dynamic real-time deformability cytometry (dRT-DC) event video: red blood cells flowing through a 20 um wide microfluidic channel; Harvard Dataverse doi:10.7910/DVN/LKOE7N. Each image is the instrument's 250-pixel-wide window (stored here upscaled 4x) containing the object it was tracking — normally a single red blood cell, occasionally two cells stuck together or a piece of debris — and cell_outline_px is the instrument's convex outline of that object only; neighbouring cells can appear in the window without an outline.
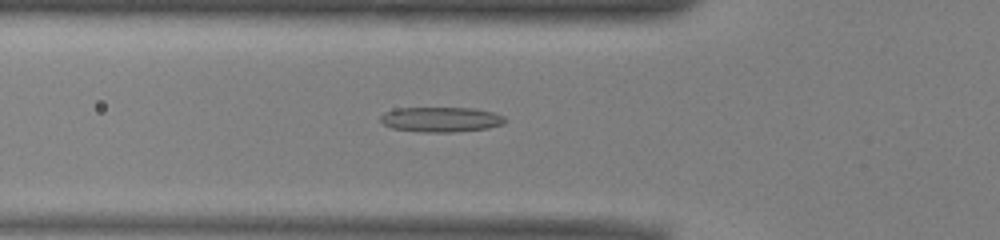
{"species": "common noctule bat (a hibernating species)", "species_latin": "Nyctalus noctula", "temperature_condition": "warm", "stored_images_in_passage": 49, "camera_frame_rate_fps": 3000, "um_per_image_px": 0.085, "animal": {"sex": "male", "body_mass_g": 13.0, "forearm_length_mm": 53.1}, "frame": {"image": 1, "passage_image": 17, "time_ms": 5.333, "image_size_px": [1000, 240], "cell_outline_px": [[508, 120], [504, 124], [488, 128], [452, 132], [420, 132], [392, 128], [384, 124], [380, 120], [380, 116], [384, 112], [396, 108], [472, 108], [492, 112], [504, 116]], "centroid_in_image_um": [37.49, 10.15], "position_along_channel_um": 88.3, "area_um2": 18.21}}
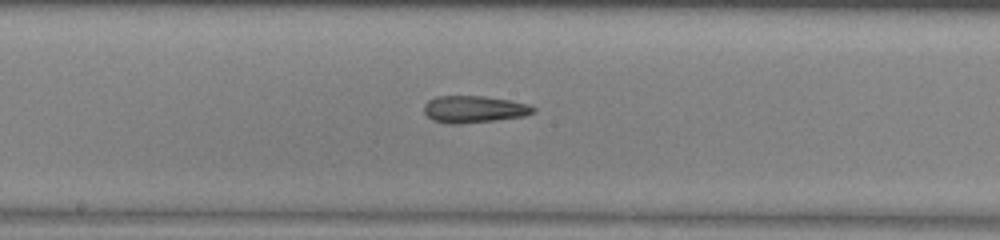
{"frame": {"image": 2, "passage_image": 26, "time_ms": 8.333, "image_size_px": [1000, 240], "cell_outline_px": [[536, 112], [524, 116], [496, 120], [456, 124], [448, 124], [432, 120], [424, 112], [424, 104], [428, 100], [436, 96], [484, 96], [508, 100], [528, 104], [536, 108]], "centroid_in_image_um": [40.28, 9.28], "position_along_channel_um": 207.9, "area_um2": 17.22}}
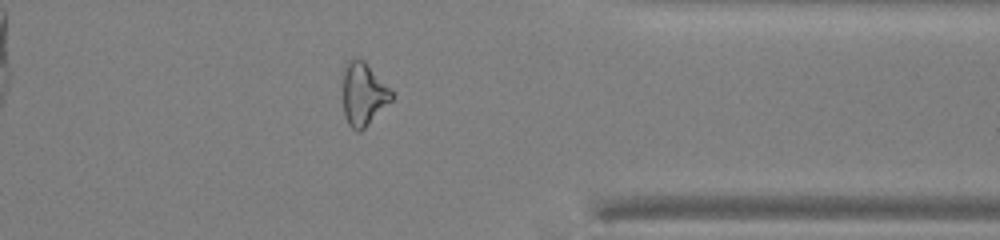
{"frame": {"image": 3, "passage_image": 40, "time_ms": 13.0, "image_size_px": [1000, 240], "cell_outline_px": [[392, 100], [360, 132], [356, 132], [348, 124], [344, 116], [344, 64], [352, 56], [364, 60], [392, 92]], "centroid_in_image_um": [30.86, 7.98], "position_along_channel_um": 380.5, "area_um2": 17.63}, "authors_computed_cell_mechanics": {"area_um2": 18.207, "velocity_mm_per_s": 3.9727, "shape_relaxation_time_tau1_ms": null, "shape_relaxation_time_tau2_ms": 5.7426, "deformation_change_tau1": null, "deformation_change_tau2": 0.1798}}